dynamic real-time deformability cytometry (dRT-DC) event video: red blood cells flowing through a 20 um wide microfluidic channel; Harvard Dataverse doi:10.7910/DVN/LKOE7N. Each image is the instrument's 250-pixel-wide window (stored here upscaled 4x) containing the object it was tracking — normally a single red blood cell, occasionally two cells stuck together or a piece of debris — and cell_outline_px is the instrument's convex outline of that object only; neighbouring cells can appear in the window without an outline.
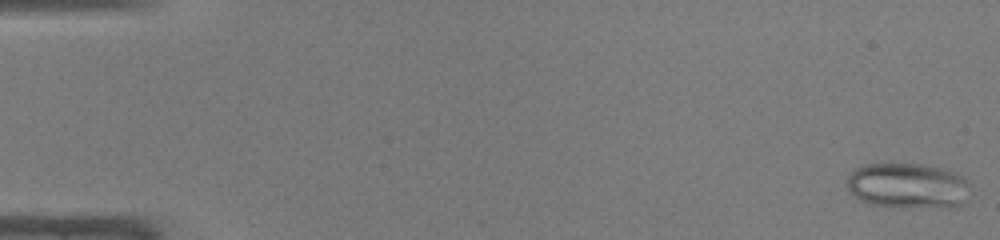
{"species": "common noctule bat (a hibernating species)", "species_latin": "Nyctalus noctula", "temperature_condition": "warm", "stored_images_in_passage": 47, "camera_frame_rate_fps": 3000, "um_per_image_px": 0.085, "animal": {"sex": "male", "body_mass_g": 19.0, "forearm_length_mm": 50.8}, "frame": {"image": 1, "passage_image": 1, "time_ms": 0.0, "image_size_px": [1000, 240], "cell_outline_px": [[968, 184], [960, 204], [868, 204], [860, 200], [848, 188], [848, 176], [856, 168], [864, 164], [924, 164], [956, 172]], "centroid_in_image_um": [77.04, 15.69], "position_along_channel_um": 8.0, "area_um2": 30.4}}
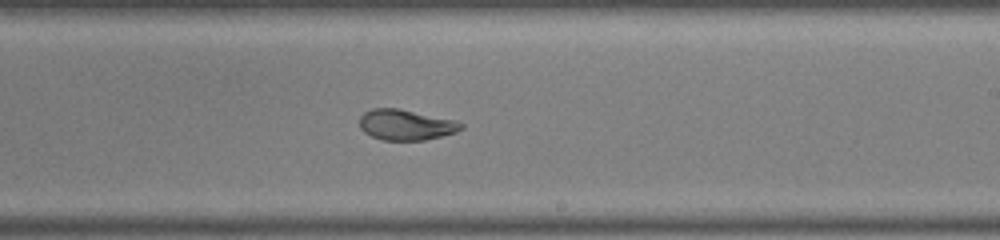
{"frame": {"image": 2, "passage_image": 29, "time_ms": 9.333, "image_size_px": [1000, 240], "cell_outline_px": [[464, 128], [456, 132], [424, 140], [384, 140], [372, 136], [364, 132], [360, 128], [360, 116], [364, 112], [372, 108], [400, 108], [452, 120], [464, 124]], "centroid_in_image_um": [34.47, 10.6], "position_along_channel_um": 254.5, "area_um2": 17.98}}
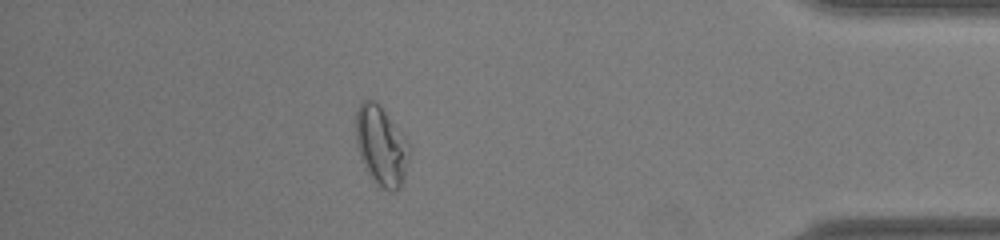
{"frame": {"image": 3, "passage_image": 42, "time_ms": 13.667, "image_size_px": [1000, 240], "cell_outline_px": [[412, 148], [404, 180], [400, 188], [392, 192], [388, 192], [380, 188], [372, 180], [360, 156], [356, 144], [356, 112], [360, 104], [364, 100], [372, 100], [384, 112], [408, 140]], "centroid_in_image_um": [32.44, 12.48], "position_along_channel_um": 402.8, "area_um2": 24.8}, "authors_computed_cell_mechanics": {"area_um2": 24.276, "velocity_mm_per_s": 4.2854, "shape_relaxation_time_tau1_ms": null, "shape_relaxation_time_tau2_ms": 1.1579, "deformation_change_tau1": null, "deformation_change_tau2": 0.0674}}